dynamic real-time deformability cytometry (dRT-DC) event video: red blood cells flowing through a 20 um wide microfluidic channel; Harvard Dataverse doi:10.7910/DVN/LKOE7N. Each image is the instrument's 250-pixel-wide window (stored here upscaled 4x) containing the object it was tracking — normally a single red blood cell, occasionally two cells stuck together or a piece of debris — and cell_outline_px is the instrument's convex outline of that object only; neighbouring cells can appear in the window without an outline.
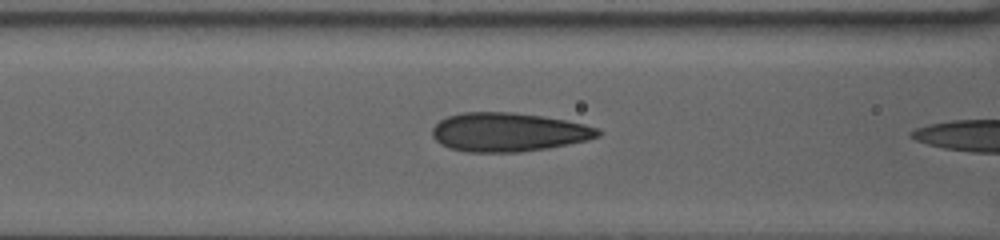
{"species": "human", "species_latin": "Homo sapiens", "temperature_condition": "warm", "stored_images_in_passage": 39, "camera_frame_rate_fps": 3000, "um_per_image_px": 0.085, "donor": {"sex": "female"}, "frame": {"image": 1, "passage_image": 28, "time_ms": 9.0, "image_size_px": [1000, 240], "cell_outline_px": [[600, 136], [588, 140], [548, 148], [520, 152], [468, 152], [448, 148], [440, 144], [432, 136], [432, 128], [440, 120], [448, 116], [464, 112], [512, 112], [544, 116], [584, 124], [596, 128], [600, 132]], "centroid_in_image_um": [43.19, 11.23], "position_along_channel_um": 123.4, "area_um2": 37.51}}
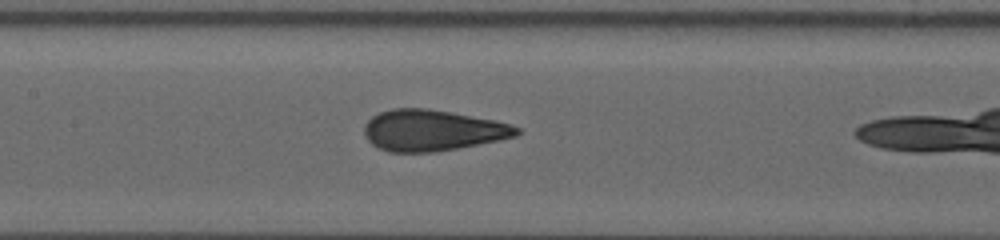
{"frame": {"image": 2, "passage_image": 33, "time_ms": 10.667, "image_size_px": [1000, 240], "cell_outline_px": [[520, 132], [516, 136], [500, 140], [456, 148], [432, 152], [388, 152], [372, 144], [364, 136], [364, 124], [372, 116], [380, 112], [392, 108], [428, 108], [452, 112], [496, 120], [520, 128]], "centroid_in_image_um": [36.73, 11.07], "position_along_channel_um": 170.7, "area_um2": 36.53}}
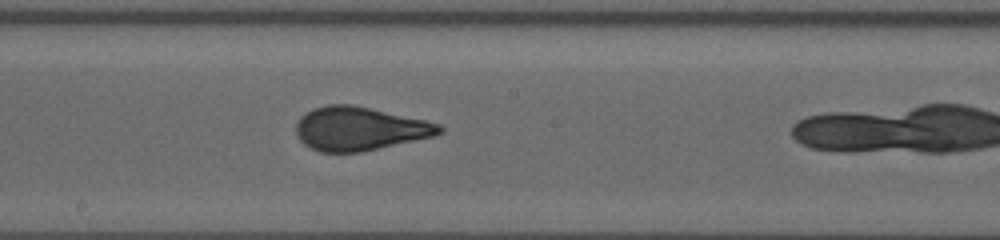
{"frame": {"image": 3, "passage_image": 38, "time_ms": 12.333, "image_size_px": [1000, 240], "cell_outline_px": [[444, 132], [436, 136], [360, 152], [320, 152], [304, 144], [300, 140], [296, 132], [296, 124], [300, 116], [312, 108], [328, 104], [352, 104], [424, 120], [440, 124], [444, 128]], "centroid_in_image_um": [30.56, 10.93], "position_along_channel_um": 217.6, "area_um2": 36.41}}